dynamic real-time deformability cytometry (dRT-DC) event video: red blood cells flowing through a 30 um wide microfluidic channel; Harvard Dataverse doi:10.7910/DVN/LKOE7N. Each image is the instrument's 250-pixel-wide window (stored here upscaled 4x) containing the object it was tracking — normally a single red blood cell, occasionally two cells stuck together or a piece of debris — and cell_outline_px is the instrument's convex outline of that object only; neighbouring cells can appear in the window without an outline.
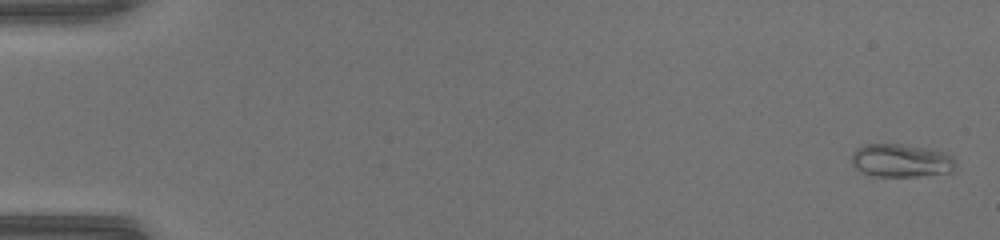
{"species": "common noctule bat (a hibernating species)", "species_latin": "Nyctalus noctula", "temperature_condition": "warm", "stored_images_in_passage": 51, "camera_frame_rate_fps": 3000, "um_per_image_px": 0.085, "animal": {"sex": "female", "body_mass_g": 17.0, "forearm_length_mm": 48.0}, "frame": {"image": 1, "passage_image": 2, "time_ms": 0.333, "image_size_px": [1000, 240], "cell_outline_px": [[956, 164], [952, 172], [916, 176], [872, 176], [856, 168], [852, 164], [852, 152], [856, 148], [864, 144], [900, 144], [924, 148], [940, 152], [952, 156]], "centroid_in_image_um": [76.56, 13.65], "position_along_channel_um": 8.4, "area_um2": 19.88}}
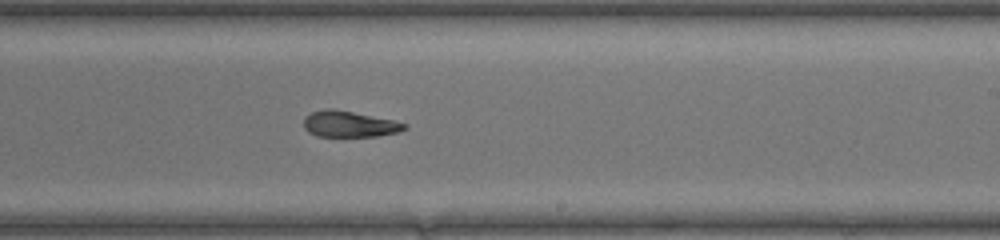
{"frame": {"image": 2, "passage_image": 32, "time_ms": 10.333, "image_size_px": [1000, 240], "cell_outline_px": [[408, 128], [400, 132], [380, 136], [316, 136], [308, 132], [304, 128], [304, 116], [312, 112], [324, 108], [332, 108], [392, 120], [408, 124]], "centroid_in_image_um": [29.69, 10.55], "position_along_channel_um": 259.3, "area_um2": 15.37}}
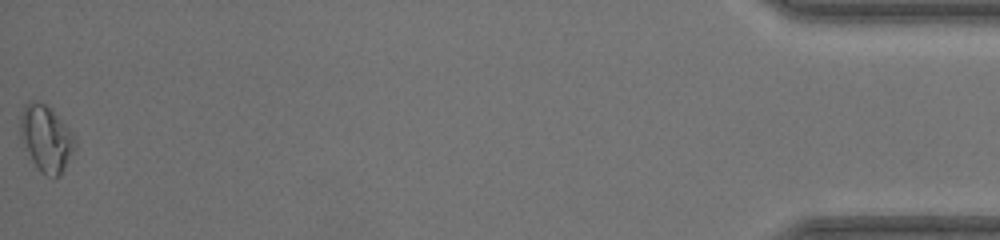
{"frame": {"image": 3, "passage_image": 51, "time_ms": 16.667, "image_size_px": [1000, 240], "cell_outline_px": [[76, 144], [60, 176], [48, 176], [40, 172], [32, 160], [20, 136], [20, 116], [24, 104], [28, 100], [40, 100], [52, 108], [76, 136]], "centroid_in_image_um": [3.92, 11.7], "position_along_channel_um": 431.3, "area_um2": 21.27}, "authors_computed_cell_mechanics": {"area_um2": 17.051, "velocity_mm_per_s": 4.2377, "shape_relaxation_time_tau1_ms": null, "shape_relaxation_time_tau2_ms": 6.1236, "deformation_change_tau1": null, "deformation_change_tau2": 0.102}}